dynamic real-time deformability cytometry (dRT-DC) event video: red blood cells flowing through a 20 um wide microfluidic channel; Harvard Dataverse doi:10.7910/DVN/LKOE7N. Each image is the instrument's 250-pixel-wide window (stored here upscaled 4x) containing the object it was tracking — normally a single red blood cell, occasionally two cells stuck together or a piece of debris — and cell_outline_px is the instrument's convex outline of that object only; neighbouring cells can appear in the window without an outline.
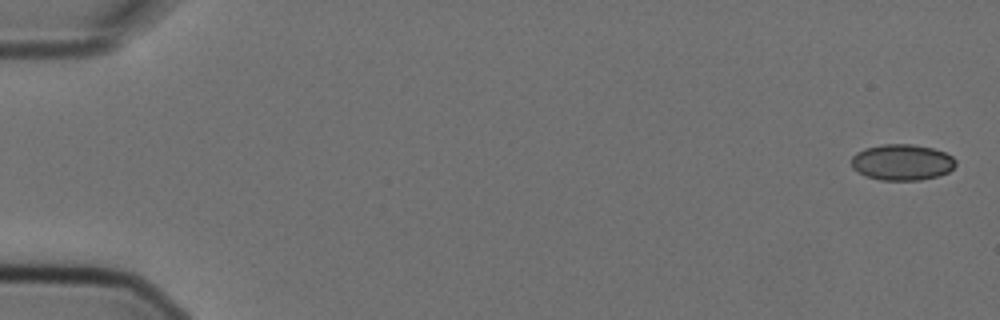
{"species": "Egyptian fruit bat (a non-hibernating species)", "species_latin": "Rousettus aegyptiacus", "temperature_condition": "cold", "stored_images_in_passage": 9, "camera_frame_rate_fps": 3000, "um_per_image_px": 0.085, "animal": {"sex": "female"}, "frame": {"image": 1, "passage_image": 1, "time_ms": 0.0, "image_size_px": [1000, 320], "cell_outline_px": [[956, 164], [948, 172], [940, 176], [920, 180], [880, 180], [856, 172], [852, 168], [852, 156], [856, 152], [864, 148], [884, 144], [912, 144], [932, 148], [944, 152], [952, 156], [956, 160]], "centroid_in_image_um": [76.67, 13.79], "position_along_channel_um": 8.3, "area_um2": 22.02}}
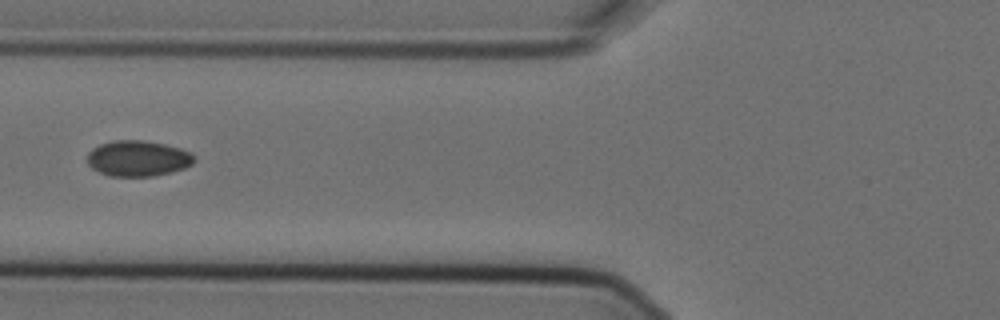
{"frame": {"image": 2, "passage_image": 7, "time_ms": 2.0, "image_size_px": [1000, 320], "cell_outline_px": [[196, 160], [192, 164], [184, 168], [172, 172], [152, 176], [108, 176], [92, 168], [88, 164], [88, 152], [92, 148], [100, 144], [112, 140], [144, 140], [164, 144], [180, 148], [192, 152], [196, 156]], "centroid_in_image_um": [11.75, 13.46], "position_along_channel_um": 114.1, "area_um2": 22.48}}
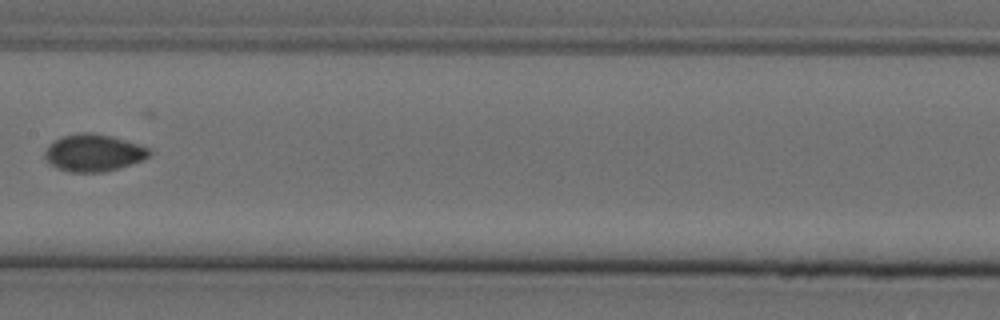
{"frame": {"image": 3, "passage_image": 9, "time_ms": 2.667, "image_size_px": [1000, 320], "cell_outline_px": [[152, 152], [144, 160], [104, 172], [68, 172], [52, 164], [44, 156], [44, 152], [48, 144], [60, 136], [80, 132], [92, 132], [112, 136], [148, 148]], "centroid_in_image_um": [7.93, 12.97], "position_along_channel_um": 199.5, "area_um2": 22.54}}